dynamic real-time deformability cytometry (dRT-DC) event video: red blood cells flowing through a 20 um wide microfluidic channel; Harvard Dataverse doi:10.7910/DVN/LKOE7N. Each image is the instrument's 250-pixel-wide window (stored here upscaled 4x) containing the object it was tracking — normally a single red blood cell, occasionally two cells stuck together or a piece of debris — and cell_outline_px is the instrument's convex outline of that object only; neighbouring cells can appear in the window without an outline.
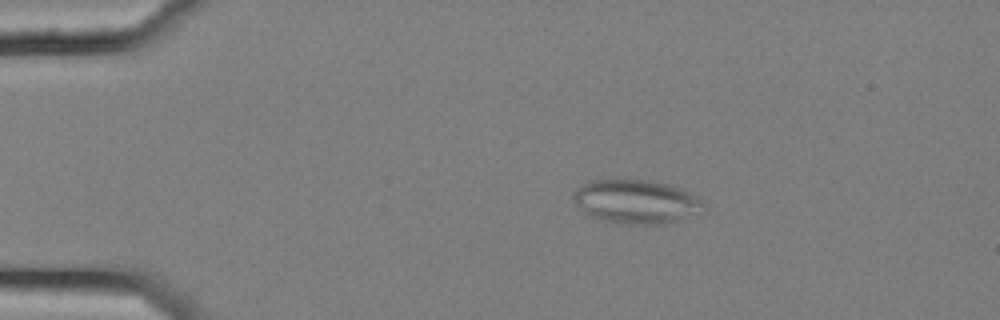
{"species": "common noctule bat (a hibernating species)", "species_latin": "Nyctalus noctula", "temperature_condition": "cold", "stored_images_in_passage": 4, "camera_frame_rate_fps": 3000, "um_per_image_px": 0.085, "animal": {"sex": "female", "body_mass_g": 25.1}, "frame": {"image": 1, "passage_image": 3, "time_ms": 0.667, "image_size_px": [1000, 320], "cell_outline_px": [[700, 204], [676, 220], [664, 224], [620, 224], [600, 220], [588, 216], [576, 204], [572, 196], [572, 192], [576, 188], [588, 180], [648, 180], [668, 184], [680, 188], [696, 196], [700, 200]], "centroid_in_image_um": [53.86, 17.12], "position_along_channel_um": 31.1, "area_um2": 32.37}}